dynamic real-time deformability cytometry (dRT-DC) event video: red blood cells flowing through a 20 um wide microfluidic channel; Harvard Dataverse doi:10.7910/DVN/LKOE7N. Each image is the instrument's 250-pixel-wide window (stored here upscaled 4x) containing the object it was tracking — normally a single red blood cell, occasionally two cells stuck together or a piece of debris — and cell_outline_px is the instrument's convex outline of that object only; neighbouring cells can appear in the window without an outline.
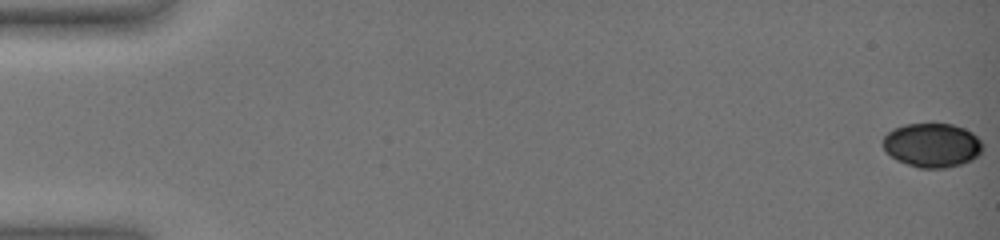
{"species": "common noctule bat (a hibernating species)", "species_latin": "Nyctalus noctula", "temperature_condition": "warm", "stored_images_in_passage": 57, "camera_frame_rate_fps": 3000, "um_per_image_px": 0.085, "animal": {"sex": "female", "body_mass_g": 19.0, "forearm_length_mm": 51.5}, "frame": {"image": 1, "passage_image": 1, "time_ms": 0.0, "image_size_px": [1000, 240], "cell_outline_px": [[984, 148], [972, 160], [960, 164], [944, 168], [920, 168], [896, 160], [880, 144], [884, 136], [888, 132], [904, 124], [932, 120], [952, 124], [964, 128], [972, 132], [980, 140]], "centroid_in_image_um": [79.21, 12.29], "position_along_channel_um": 5.8, "area_um2": 26.24}}
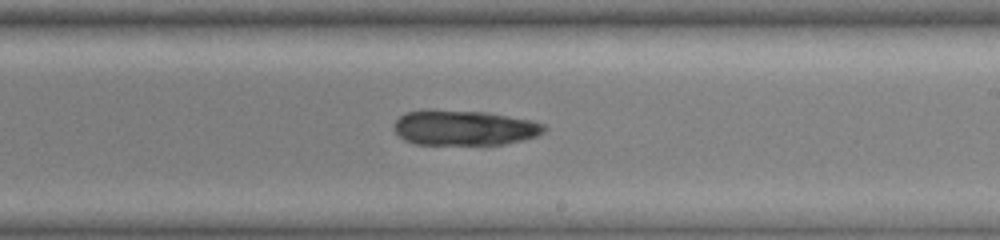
{"frame": {"image": 2, "passage_image": 37, "time_ms": 12.0, "image_size_px": [1000, 240], "cell_outline_px": [[548, 128], [544, 132], [536, 136], [524, 140], [504, 144], [416, 144], [404, 140], [392, 128], [392, 124], [400, 116], [408, 112], [484, 112], [532, 120], [544, 124]], "centroid_in_image_um": [39.51, 10.9], "position_along_channel_um": 249.5, "area_um2": 30.0}}
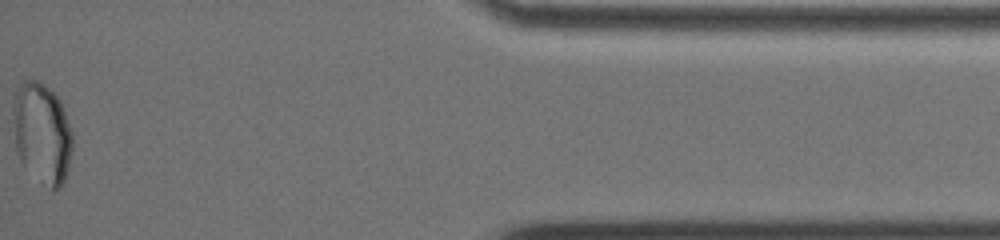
{"frame": {"image": 3, "passage_image": 57, "time_ms": 18.667, "image_size_px": [1000, 240], "cell_outline_px": [[72, 152], [68, 168], [64, 180], [60, 188], [56, 192], [52, 192], [40, 184], [20, 160], [16, 148], [12, 112], [12, 100], [20, 84], [24, 80], [36, 80], [48, 88], [60, 100], [72, 132]], "centroid_in_image_um": [3.57, 11.37], "position_along_channel_um": 431.6, "area_um2": 35.26}, "authors_computed_cell_mechanics": {"area_um2": 29.9982, "velocity_mm_per_s": 3.5427, "shape_relaxation_time_tau1_ms": null, "shape_relaxation_time_tau2_ms": 10.0163, "deformation_change_tau1": null, "deformation_change_tau2": 0.1063}}